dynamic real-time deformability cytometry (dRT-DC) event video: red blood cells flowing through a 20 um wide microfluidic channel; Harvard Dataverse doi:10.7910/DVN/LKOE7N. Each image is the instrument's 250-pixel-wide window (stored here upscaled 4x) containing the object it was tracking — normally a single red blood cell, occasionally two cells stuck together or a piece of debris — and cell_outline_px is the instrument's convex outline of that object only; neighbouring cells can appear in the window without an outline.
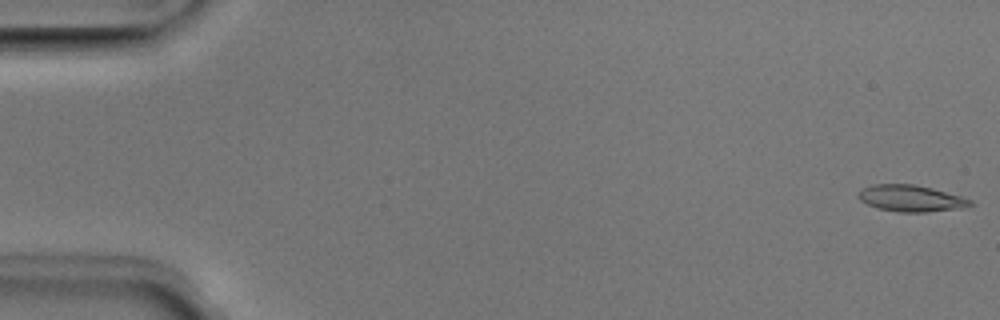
{"species": "Egyptian fruit bat (a non-hibernating species)", "species_latin": "Rousettus aegyptiacus", "temperature_condition": "room temperature", "stored_images_in_passage": 13, "camera_frame_rate_fps": 3000, "um_per_image_px": 0.085, "animal": {"sex": "male"}, "frame": {"image": 1, "passage_image": 1, "time_ms": 0.0, "image_size_px": [1000, 320], "cell_outline_px": [[976, 204], [964, 208], [928, 212], [896, 212], [876, 208], [860, 200], [860, 192], [864, 188], [872, 184], [912, 184], [932, 188], [960, 196], [972, 200]], "centroid_in_image_um": [77.49, 16.87], "position_along_channel_um": 7.5, "area_um2": 17.28}}